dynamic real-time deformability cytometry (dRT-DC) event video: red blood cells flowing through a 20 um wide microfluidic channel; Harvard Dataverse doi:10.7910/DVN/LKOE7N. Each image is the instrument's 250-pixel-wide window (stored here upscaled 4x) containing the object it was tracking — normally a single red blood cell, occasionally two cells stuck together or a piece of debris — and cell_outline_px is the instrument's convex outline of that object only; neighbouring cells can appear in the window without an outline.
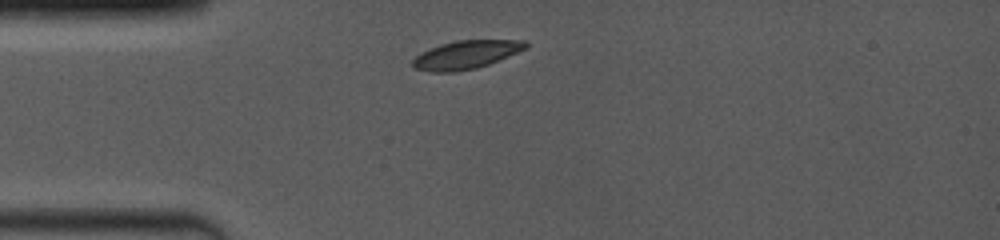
{"species": "common noctule bat (a hibernating species)", "species_latin": "Nyctalus noctula", "temperature_condition": "room temperature", "stored_images_in_passage": 3, "camera_frame_rate_fps": 4000, "um_per_image_px": 0.085, "animal": {"sex": "female", "body_mass_g": 19.0, "forearm_length_mm": 53.3}, "frame": {"image": 1, "passage_image": 1, "time_ms": 0.0, "image_size_px": [1000, 240], "cell_outline_px": [[528, 48], [488, 64], [476, 68], [456, 72], [432, 72], [412, 68], [412, 60], [420, 52], [440, 44], [456, 40], [524, 40], [528, 44]], "centroid_in_image_um": [39.58, 4.65], "position_along_channel_um": 45.4, "area_um2": 18.73}}
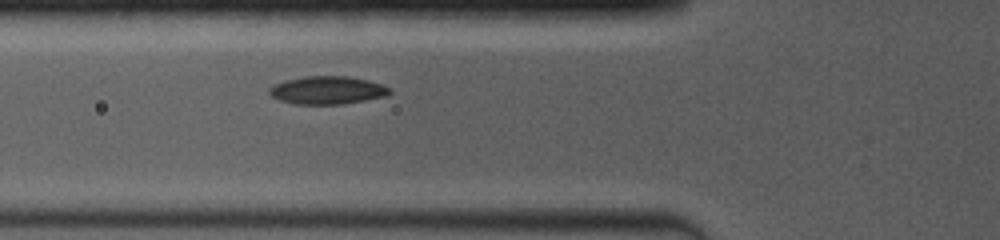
{"frame": {"image": 2, "passage_image": 3, "time_ms": 1.75, "image_size_px": [1000, 240], "cell_outline_px": [[392, 92], [388, 96], [344, 104], [292, 104], [280, 100], [272, 96], [268, 92], [268, 88], [284, 80], [304, 76], [348, 76], [368, 80], [392, 88]], "centroid_in_image_um": [27.85, 7.67], "position_along_channel_um": 98.0, "area_um2": 19.83}}